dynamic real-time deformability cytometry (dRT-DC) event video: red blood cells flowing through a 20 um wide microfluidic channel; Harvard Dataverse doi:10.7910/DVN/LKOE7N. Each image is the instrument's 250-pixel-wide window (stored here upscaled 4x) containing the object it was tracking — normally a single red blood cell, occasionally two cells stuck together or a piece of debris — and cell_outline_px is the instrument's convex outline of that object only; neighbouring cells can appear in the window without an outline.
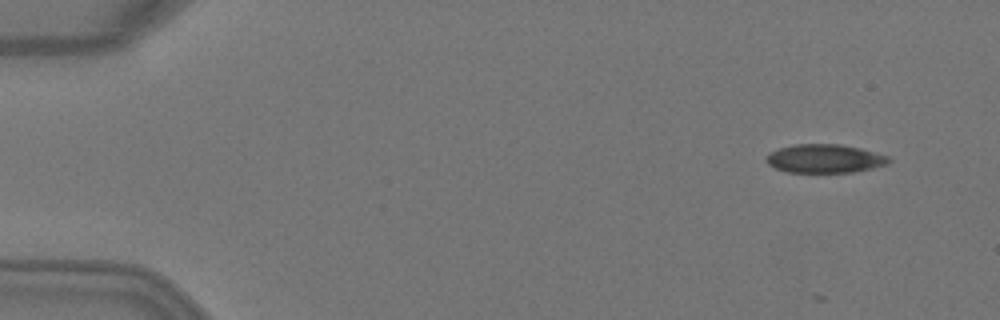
{"species": "Egyptian fruit bat (a non-hibernating species)", "species_latin": "Rousettus aegyptiacus", "temperature_condition": "warm", "stored_images_in_passage": 5, "camera_frame_rate_fps": 3000, "um_per_image_px": 0.085, "animal": {"sex": "female"}, "frame": {"image": 1, "passage_image": 1, "time_ms": 0.0, "image_size_px": [1000, 320], "cell_outline_px": [[892, 160], [888, 164], [872, 168], [852, 172], [788, 172], [776, 168], [768, 164], [764, 160], [764, 156], [768, 152], [780, 148], [796, 144], [840, 144], [860, 148], [888, 156]], "centroid_in_image_um": [70.07, 13.48], "position_along_channel_um": 14.9, "area_um2": 20.46}}
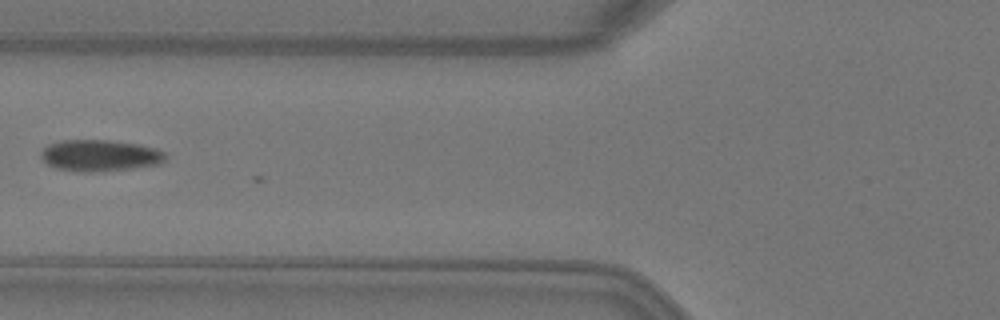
{"frame": {"image": 2, "passage_image": 5, "time_ms": 1.333, "image_size_px": [1000, 320], "cell_outline_px": [[168, 156], [160, 164], [132, 168], [100, 172], [76, 172], [56, 168], [48, 164], [40, 156], [40, 152], [48, 144], [64, 140], [108, 140], [136, 144], [156, 148], [164, 152]], "centroid_in_image_um": [8.49, 13.23], "position_along_channel_um": 117.3, "area_um2": 22.95}}